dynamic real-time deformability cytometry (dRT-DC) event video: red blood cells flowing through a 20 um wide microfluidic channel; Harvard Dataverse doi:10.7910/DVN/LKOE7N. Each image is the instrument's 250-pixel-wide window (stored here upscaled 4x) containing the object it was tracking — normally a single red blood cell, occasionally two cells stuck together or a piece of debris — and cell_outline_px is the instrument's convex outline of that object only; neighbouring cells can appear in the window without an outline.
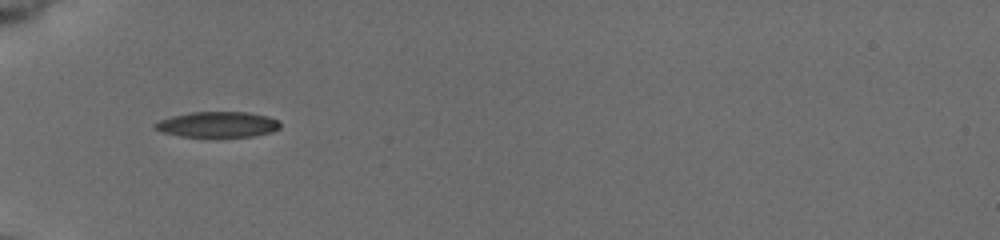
{"species": "common noctule bat (a hibernating species)", "species_latin": "Nyctalus noctula", "temperature_condition": "cold", "stored_images_in_passage": 36, "camera_frame_rate_fps": 3000, "um_per_image_px": 0.085, "animal": {"sex": "female", "body_mass_g": 19.5, "forearm_length_mm": 54.1}, "frame": {"image": 1, "passage_image": 1, "time_ms": 0.0, "image_size_px": [1000, 240], "cell_outline_px": [[280, 128], [272, 132], [252, 136], [180, 136], [164, 132], [152, 128], [152, 124], [160, 120], [172, 116], [192, 112], [248, 112], [268, 116], [280, 120]], "centroid_in_image_um": [18.52, 10.57], "position_along_channel_um": 66.5, "area_um2": 18.61}}
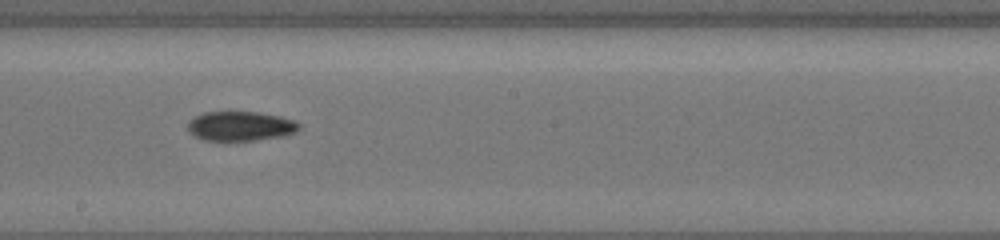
{"frame": {"image": 2, "passage_image": 14, "time_ms": 4.333, "image_size_px": [1000, 240], "cell_outline_px": [[300, 128], [296, 132], [280, 136], [252, 140], [204, 140], [196, 136], [188, 128], [188, 120], [204, 112], [256, 112], [280, 116], [296, 120], [300, 124]], "centroid_in_image_um": [20.47, 10.7], "position_along_channel_um": 227.7, "area_um2": 18.9}}
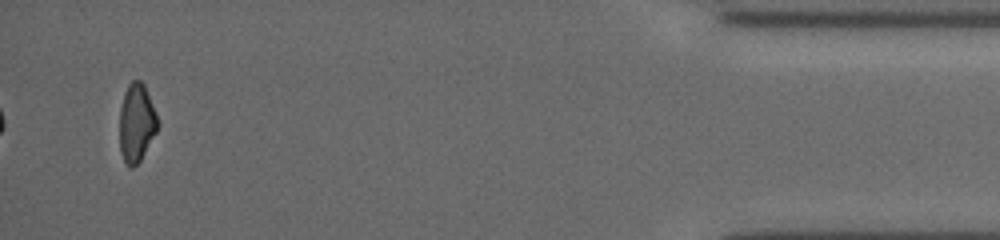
{"frame": {"image": 3, "passage_image": 34, "time_ms": 11.0, "image_size_px": [1000, 240], "cell_outline_px": [[160, 124], [156, 132], [140, 160], [132, 168], [128, 168], [120, 152], [120, 108], [124, 92], [128, 84], [132, 80], [140, 80], [144, 84], [156, 112]], "centroid_in_image_um": [11.61, 10.43], "position_along_channel_um": 423.6, "area_um2": 17.46}, "authors_computed_cell_mechanics": {"area_um2": 18.6694, "velocity_mm_per_s": 3.8689, "shape_relaxation_time_tau1_ms": null, "shape_relaxation_time_tau2_ms": 7.5894, "deformation_change_tau1": null, "deformation_change_tau2": 0.1404}}